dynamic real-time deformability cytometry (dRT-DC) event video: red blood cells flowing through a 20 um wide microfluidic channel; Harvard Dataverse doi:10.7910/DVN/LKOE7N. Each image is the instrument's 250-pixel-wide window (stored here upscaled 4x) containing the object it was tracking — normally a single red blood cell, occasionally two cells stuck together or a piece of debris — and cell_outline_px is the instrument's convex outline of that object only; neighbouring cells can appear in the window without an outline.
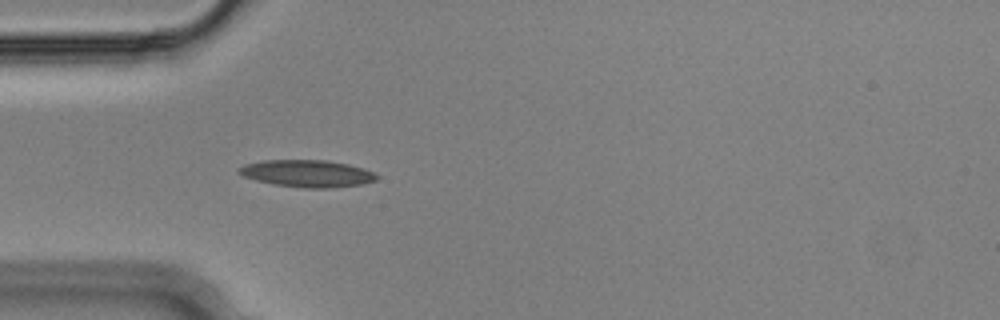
{"species": "Egyptian fruit bat (a non-hibernating species)", "species_latin": "Rousettus aegyptiacus", "temperature_condition": "cold", "stored_images_in_passage": 45, "camera_frame_rate_fps": 3000, "um_per_image_px": 0.085, "animal": {"sex": "male"}, "frame": {"image": 1, "passage_image": 6, "time_ms": 1.667, "image_size_px": [1000, 320], "cell_outline_px": [[380, 176], [376, 180], [364, 184], [332, 188], [304, 188], [272, 184], [256, 180], [244, 176], [236, 172], [236, 168], [244, 164], [264, 160], [324, 160], [348, 164], [372, 172]], "centroid_in_image_um": [26.08, 14.75], "position_along_channel_um": 58.9, "area_um2": 21.85}}
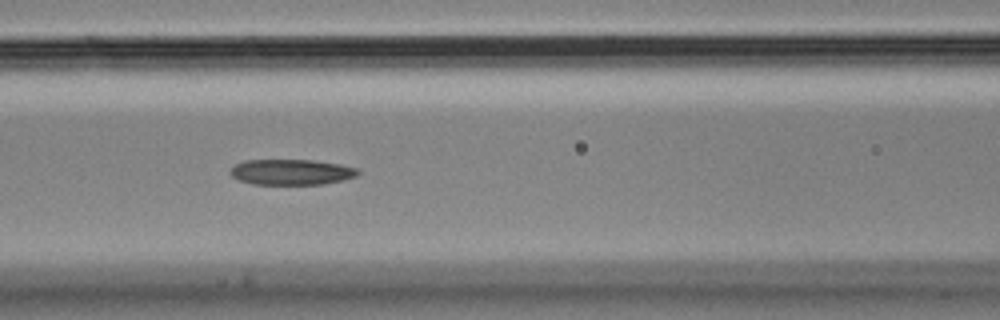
{"frame": {"image": 2, "passage_image": 13, "time_ms": 4.0, "image_size_px": [1000, 320], "cell_outline_px": [[360, 172], [356, 176], [344, 180], [324, 184], [252, 184], [240, 180], [232, 176], [232, 168], [236, 164], [244, 160], [312, 160], [340, 164], [356, 168]], "centroid_in_image_um": [24.8, 14.62], "position_along_channel_um": 141.8, "area_um2": 18.9}}
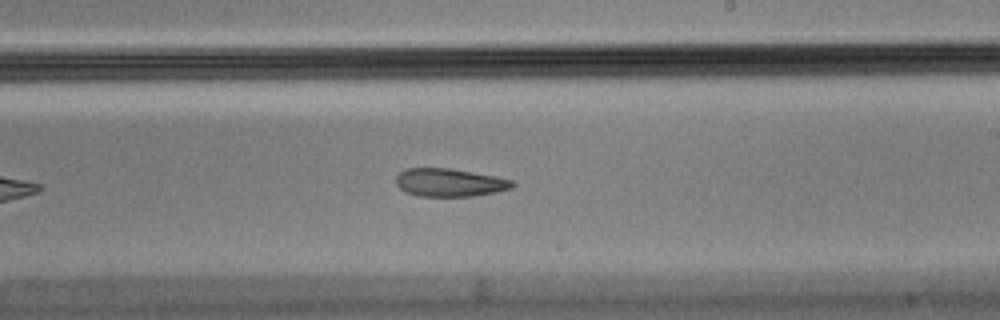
{"frame": {"image": 3, "passage_image": 22, "time_ms": 7.0, "image_size_px": [1000, 320], "cell_outline_px": [[516, 184], [512, 188], [496, 192], [472, 196], [420, 196], [404, 192], [396, 184], [396, 176], [404, 168], [448, 168], [496, 176], [512, 180]], "centroid_in_image_um": [38.21, 15.51], "position_along_channel_um": 250.8, "area_um2": 19.07}}